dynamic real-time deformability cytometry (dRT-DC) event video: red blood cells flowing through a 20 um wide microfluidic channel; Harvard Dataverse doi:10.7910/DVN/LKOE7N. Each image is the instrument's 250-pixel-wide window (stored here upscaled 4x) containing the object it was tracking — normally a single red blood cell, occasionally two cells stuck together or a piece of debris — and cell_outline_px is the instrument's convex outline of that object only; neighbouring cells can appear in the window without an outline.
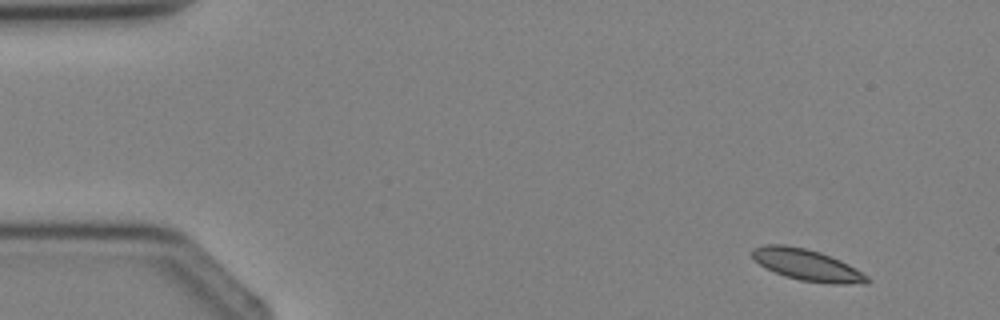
{"species": "Egyptian fruit bat (a non-hibernating species)", "species_latin": "Rousettus aegyptiacus", "temperature_condition": "cold", "stored_images_in_passage": 4, "segment_of_instrument_passage": [1, 2], "camera_frame_rate_fps": 3000, "um_per_image_px": 0.085, "animal": {"sex": "female"}, "frame": {"image": 1, "passage_image": 1, "time_ms": 0.0, "image_size_px": [1000, 320], "cell_outline_px": [[872, 280], [868, 284], [836, 284], [800, 280], [784, 276], [760, 264], [752, 256], [752, 248], [764, 244], [784, 244], [804, 248], [820, 252], [832, 256], [848, 264], [868, 276]], "centroid_in_image_um": [68.64, 22.52], "position_along_channel_um": 16.4, "area_um2": 20.98}}